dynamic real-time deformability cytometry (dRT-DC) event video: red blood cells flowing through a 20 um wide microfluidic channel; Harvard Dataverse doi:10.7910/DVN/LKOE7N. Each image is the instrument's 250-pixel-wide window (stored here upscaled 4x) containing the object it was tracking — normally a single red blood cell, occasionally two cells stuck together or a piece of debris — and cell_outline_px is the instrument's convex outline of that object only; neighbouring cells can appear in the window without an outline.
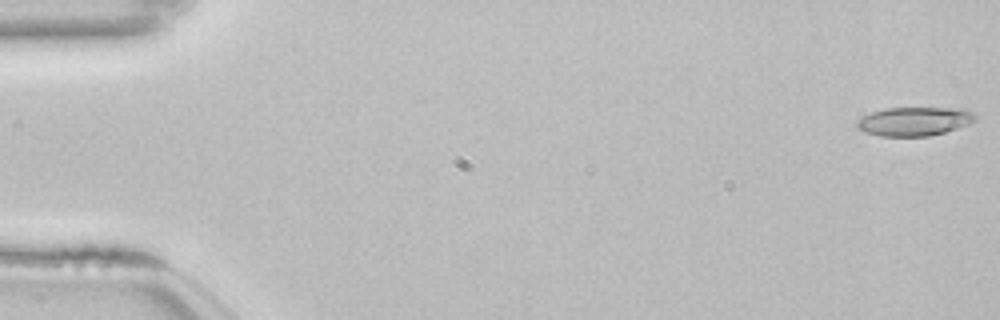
{"species": "common noctule bat (a hibernating species)", "species_latin": "Nyctalus noctula", "temperature_condition": "room temperature", "stored_images_in_passage": 54, "camera_frame_rate_fps": 3000, "um_per_image_px": 0.085, "animal": {"sex": "female", "body_mass_g": 22.7, "forearm_length_mm": 54.2}, "frame": {"image": 1, "passage_image": 1, "time_ms": 0.0, "image_size_px": [1000, 320], "cell_outline_px": [[976, 120], [968, 124], [944, 132], [928, 136], [880, 136], [864, 132], [856, 128], [856, 120], [872, 112], [884, 108], [968, 108], [976, 116]], "centroid_in_image_um": [77.71, 10.31], "position_along_channel_um": 7.3, "area_um2": 19.94}}
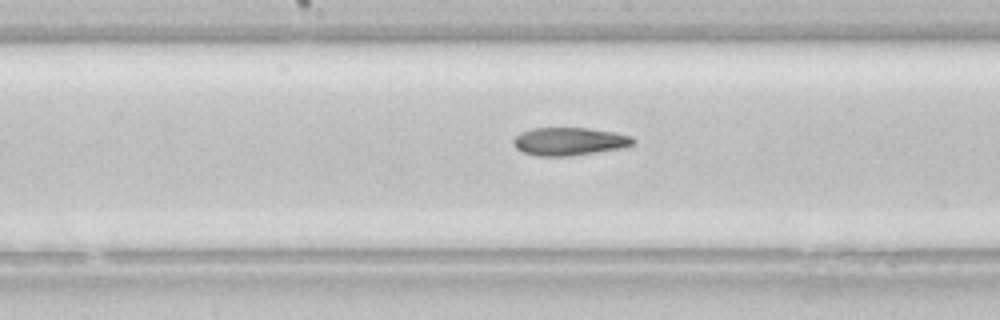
{"frame": {"image": 2, "passage_image": 28, "time_ms": 9.0, "image_size_px": [1000, 320], "cell_outline_px": [[636, 144], [620, 148], [596, 152], [568, 156], [536, 156], [524, 152], [516, 148], [512, 144], [512, 140], [520, 132], [532, 128], [588, 128], [612, 132], [632, 136], [636, 140]], "centroid_in_image_um": [48.38, 12.02], "position_along_channel_um": 199.8, "area_um2": 19.54}}
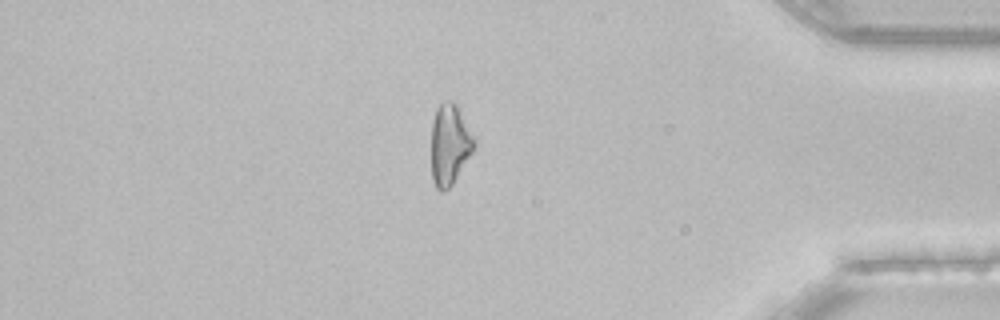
{"frame": {"image": 3, "passage_image": 46, "time_ms": 15.0, "image_size_px": [1000, 320], "cell_outline_px": [[476, 148], [452, 184], [444, 192], [440, 192], [436, 188], [432, 180], [432, 120], [436, 108], [440, 104], [448, 100], [452, 100], [460, 108], [476, 140]], "centroid_in_image_um": [38.25, 12.27], "position_along_channel_um": 397.0, "area_um2": 20.52}, "authors_computed_cell_mechanics": {"area_um2": 19.9699, "velocity_mm_per_s": 3.8535, "shape_relaxation_time_tau1_ms": 9.6686, "shape_relaxation_time_tau2_ms": 4.9526, "deformation_change_tau1": 0.2197, "deformation_change_tau2": 0.1488}}